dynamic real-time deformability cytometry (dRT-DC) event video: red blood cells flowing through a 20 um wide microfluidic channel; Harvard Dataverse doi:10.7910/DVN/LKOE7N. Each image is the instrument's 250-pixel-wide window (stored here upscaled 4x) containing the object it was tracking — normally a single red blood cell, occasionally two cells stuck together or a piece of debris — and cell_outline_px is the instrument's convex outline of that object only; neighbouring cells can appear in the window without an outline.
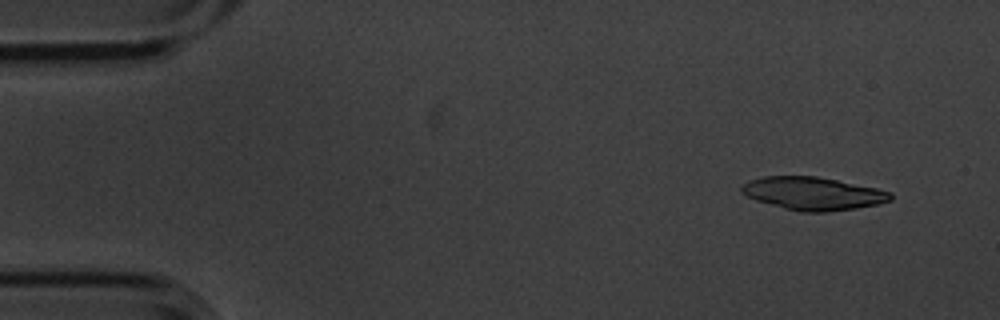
{"species": "common noctule bat (a hibernating species)", "species_latin": "Nyctalus noctula", "temperature_condition": "cold", "stored_images_in_passage": 4, "camera_frame_rate_fps": 3000, "um_per_image_px": 0.085, "animal": {"sex": "male", "body_mass_g": 20.1, "forearm_length_mm": 53.5}, "frame": {"image": 1, "passage_image": 1, "time_ms": 0.0, "image_size_px": [1000, 320], "cell_outline_px": [[892, 200], [876, 204], [856, 208], [828, 212], [800, 212], [784, 208], [756, 200], [740, 192], [740, 188], [748, 180], [764, 176], [816, 176], [876, 188], [892, 192]], "centroid_in_image_um": [69.09, 16.45], "position_along_channel_um": 15.9, "area_um2": 28.5}}